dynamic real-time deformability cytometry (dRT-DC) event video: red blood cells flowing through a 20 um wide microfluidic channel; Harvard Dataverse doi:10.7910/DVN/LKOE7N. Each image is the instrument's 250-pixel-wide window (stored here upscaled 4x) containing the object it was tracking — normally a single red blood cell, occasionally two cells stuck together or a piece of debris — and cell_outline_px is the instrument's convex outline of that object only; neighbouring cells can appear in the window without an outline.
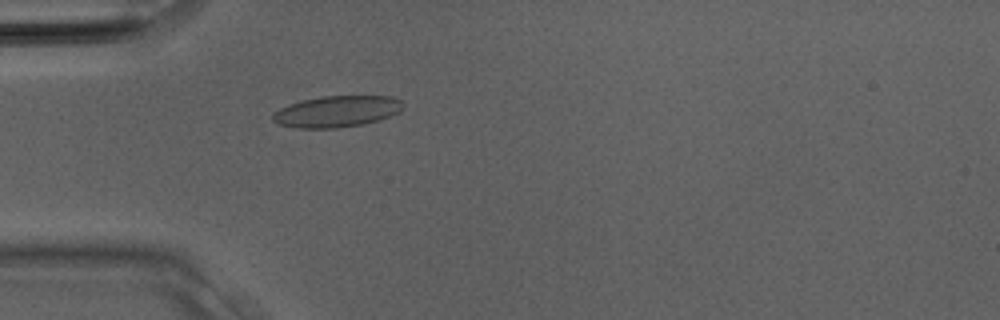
{"species": "Egyptian fruit bat (a non-hibernating species)", "species_latin": "Rousettus aegyptiacus", "temperature_condition": "room temperature", "stored_images_in_passage": 27, "camera_frame_rate_fps": 3000, "um_per_image_px": 0.085, "animal": {"sex": "male"}, "frame": {"image": 1, "passage_image": 5, "time_ms": 1.333, "image_size_px": [1000, 320], "cell_outline_px": [[404, 108], [400, 112], [380, 120], [364, 124], [336, 128], [296, 128], [280, 124], [272, 120], [272, 116], [280, 108], [288, 104], [320, 96], [392, 96], [400, 100], [404, 104]], "centroid_in_image_um": [28.68, 9.47], "position_along_channel_um": 56.3, "area_um2": 23.87}}
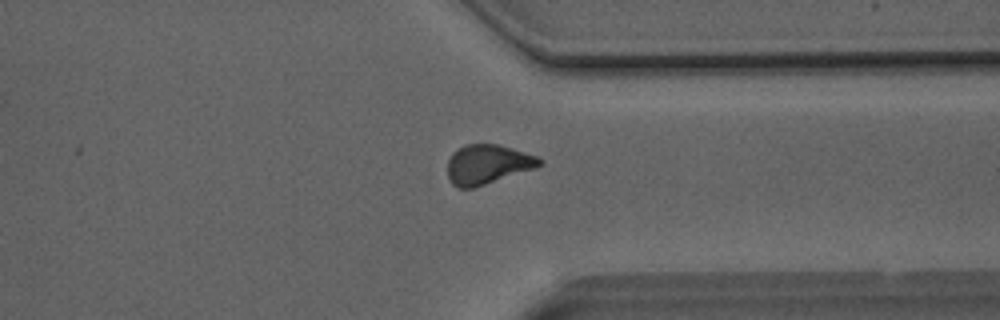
{"frame": {"image": 2, "passage_image": 20, "time_ms": 6.333, "image_size_px": [1000, 320], "cell_outline_px": [[544, 164], [536, 168], [472, 188], [456, 188], [448, 180], [448, 160], [452, 152], [464, 144], [496, 144], [512, 148], [536, 156], [544, 160]], "centroid_in_image_um": [41.43, 13.97], "position_along_channel_um": 370.0, "area_um2": 21.27}}
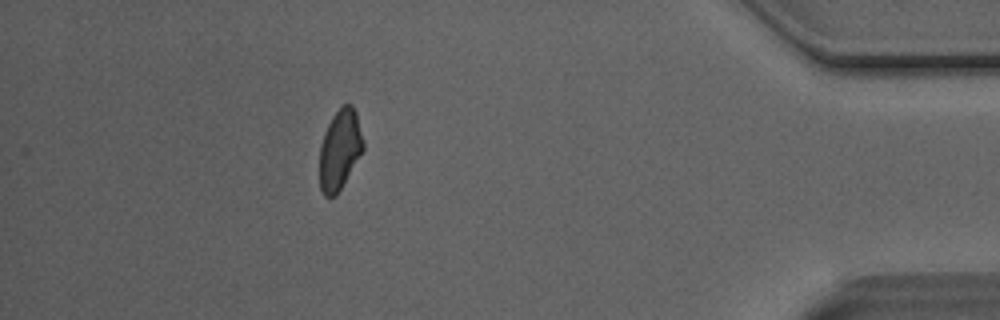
{"frame": {"image": 3, "passage_image": 24, "time_ms": 7.667, "image_size_px": [1000, 320], "cell_outline_px": [[364, 148], [336, 196], [324, 196], [320, 188], [320, 144], [324, 132], [332, 116], [344, 104], [352, 104], [356, 112], [364, 140]], "centroid_in_image_um": [28.88, 12.7], "position_along_channel_um": 406.3, "area_um2": 20.23}}